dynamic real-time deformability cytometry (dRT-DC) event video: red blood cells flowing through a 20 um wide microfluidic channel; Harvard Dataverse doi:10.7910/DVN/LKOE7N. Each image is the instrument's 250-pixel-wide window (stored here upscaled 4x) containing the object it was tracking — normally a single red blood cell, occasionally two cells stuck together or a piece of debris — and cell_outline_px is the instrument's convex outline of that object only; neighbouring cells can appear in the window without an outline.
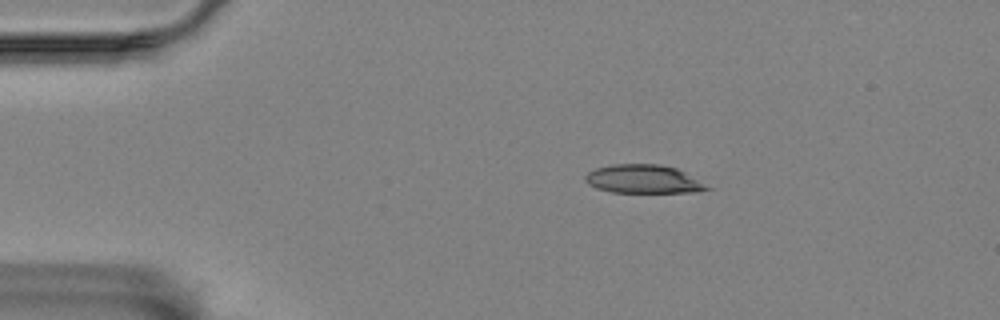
{"species": "Egyptian fruit bat (a non-hibernating species)", "species_latin": "Rousettus aegyptiacus", "temperature_condition": "room temperature", "stored_images_in_passage": 48, "camera_frame_rate_fps": 3000, "um_per_image_px": 0.085, "animal": {"sex": "female"}, "frame": {"image": 1, "passage_image": 1, "time_ms": 0.0, "image_size_px": [1000, 320], "cell_outline_px": [[712, 188], [696, 192], [612, 192], [596, 188], [588, 184], [584, 180], [584, 176], [588, 172], [596, 168], [612, 164], [660, 164], [676, 168], [684, 172]], "centroid_in_image_um": [54.65, 15.22], "position_along_channel_um": 30.4, "area_um2": 20.11}}
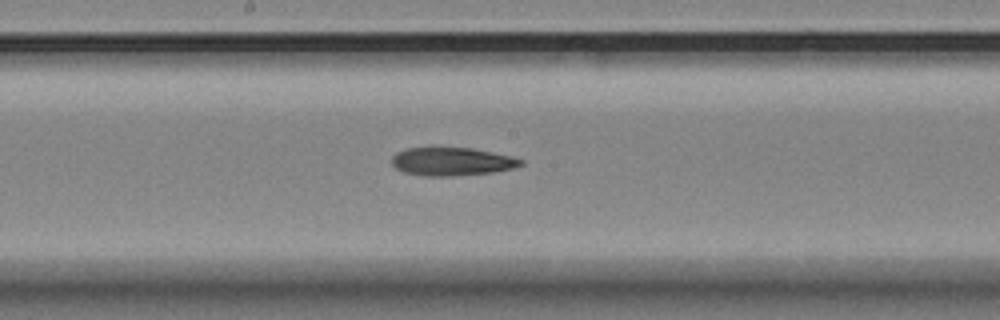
{"frame": {"image": 2, "passage_image": 21, "time_ms": 6.667, "image_size_px": [1000, 320], "cell_outline_px": [[524, 164], [512, 168], [492, 172], [452, 176], [424, 176], [404, 172], [396, 168], [392, 164], [392, 156], [396, 152], [408, 148], [472, 148], [512, 156], [524, 160]], "centroid_in_image_um": [38.41, 13.73], "position_along_channel_um": 209.8, "area_um2": 21.1}}
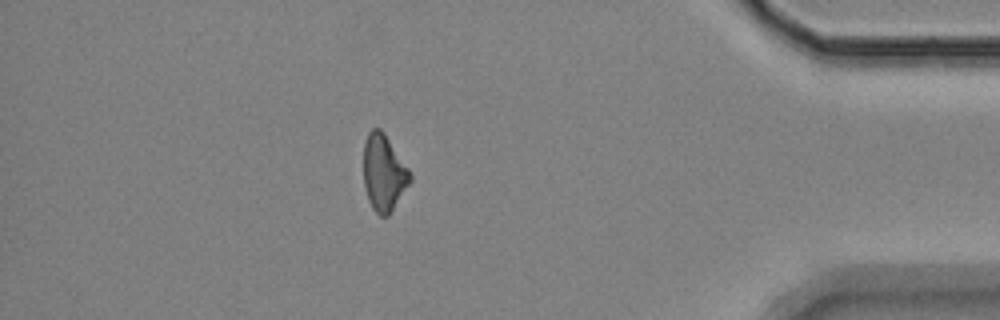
{"frame": {"image": 3, "passage_image": 41, "time_ms": 13.333, "image_size_px": [1000, 320], "cell_outline_px": [[412, 180], [388, 216], [380, 216], [372, 208], [368, 200], [364, 188], [364, 140], [368, 132], [372, 128], [380, 128], [384, 132], [408, 168], [412, 176]], "centroid_in_image_um": [32.61, 14.68], "position_along_channel_um": 402.6, "area_um2": 20.75}}